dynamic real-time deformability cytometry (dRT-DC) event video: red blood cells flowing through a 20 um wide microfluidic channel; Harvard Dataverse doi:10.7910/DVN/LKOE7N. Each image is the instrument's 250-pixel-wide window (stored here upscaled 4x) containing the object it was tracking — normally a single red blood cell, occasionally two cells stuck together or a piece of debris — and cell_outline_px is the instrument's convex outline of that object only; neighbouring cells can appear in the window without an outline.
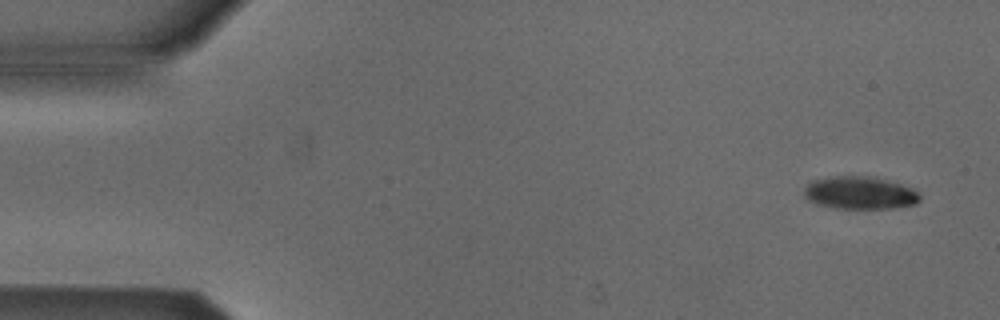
{"species": "Egyptian fruit bat (a non-hibernating species)", "species_latin": "Rousettus aegyptiacus", "temperature_condition": "cold", "stored_images_in_passage": 4, "camera_frame_rate_fps": 3000, "um_per_image_px": 0.085, "animal": {"sex": "male"}, "frame": {"image": 1, "passage_image": 1, "time_ms": 0.0, "image_size_px": [1000, 320], "cell_outline_px": [[920, 200], [916, 204], [892, 208], [836, 208], [816, 204], [804, 196], [804, 188], [812, 180], [836, 176], [876, 176], [912, 188], [920, 192]], "centroid_in_image_um": [73.11, 16.38], "position_along_channel_um": 11.9, "area_um2": 22.14}}